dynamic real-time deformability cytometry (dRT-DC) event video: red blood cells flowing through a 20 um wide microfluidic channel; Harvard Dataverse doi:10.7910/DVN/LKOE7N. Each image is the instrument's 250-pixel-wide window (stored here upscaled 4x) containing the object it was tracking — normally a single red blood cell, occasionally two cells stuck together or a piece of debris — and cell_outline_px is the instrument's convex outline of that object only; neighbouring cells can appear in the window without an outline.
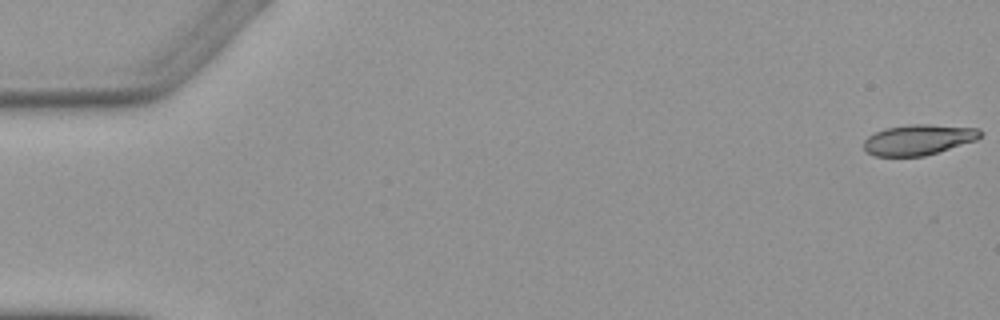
{"species": "Egyptian fruit bat (a non-hibernating species)", "species_latin": "Rousettus aegyptiacus", "temperature_condition": "warm", "stored_images_in_passage": 4, "camera_frame_rate_fps": 3000, "um_per_image_px": 0.085, "animal": {"sex": "female"}, "frame": {"image": 1, "passage_image": 1, "time_ms": 0.0, "image_size_px": [1000, 320], "cell_outline_px": [[980, 136], [976, 140], [924, 156], [876, 156], [868, 152], [864, 148], [864, 140], [868, 136], [884, 128], [912, 124], [928, 124], [980, 128]], "centroid_in_image_um": [78.05, 11.87], "position_along_channel_um": 6.9, "area_um2": 20.52}}